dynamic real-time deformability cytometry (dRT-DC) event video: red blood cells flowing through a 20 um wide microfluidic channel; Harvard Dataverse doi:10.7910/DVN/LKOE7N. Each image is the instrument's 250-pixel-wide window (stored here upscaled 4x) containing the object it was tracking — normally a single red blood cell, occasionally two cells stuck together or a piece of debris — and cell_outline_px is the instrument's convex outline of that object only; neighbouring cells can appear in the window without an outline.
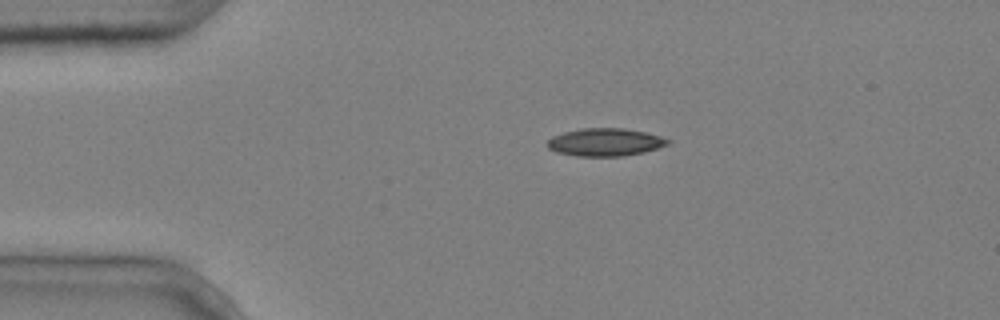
{"species": "common noctule bat (a hibernating species)", "species_latin": "Nyctalus noctula", "temperature_condition": "cold", "stored_images_in_passage": 2, "camera_frame_rate_fps": 3000, "um_per_image_px": 0.085, "animal": {"sex": "male", "body_mass_g": 20.4}, "frame": {"image": 1, "passage_image": 1, "time_ms": 0.0, "image_size_px": [1000, 320], "cell_outline_px": [[672, 140], [668, 144], [644, 152], [624, 156], [576, 156], [556, 152], [548, 148], [548, 140], [552, 136], [564, 132], [580, 128], [624, 128], [644, 132], [660, 136]], "centroid_in_image_um": [51.43, 12.08], "position_along_channel_um": 33.6, "area_um2": 19.48}}